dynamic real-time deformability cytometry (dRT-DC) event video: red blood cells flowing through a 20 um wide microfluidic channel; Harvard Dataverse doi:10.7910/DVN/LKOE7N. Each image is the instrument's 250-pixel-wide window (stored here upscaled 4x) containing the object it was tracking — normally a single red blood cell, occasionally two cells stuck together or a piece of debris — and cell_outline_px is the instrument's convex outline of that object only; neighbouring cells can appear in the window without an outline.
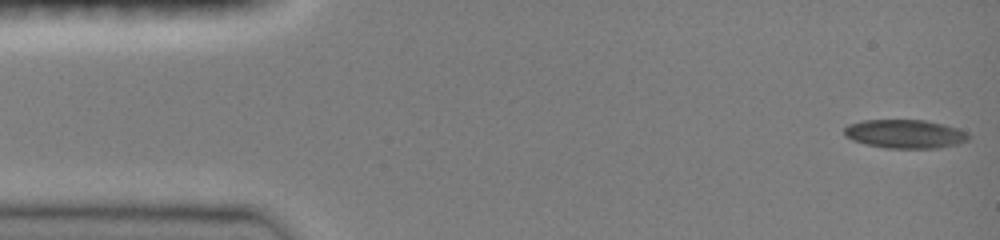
{"species": "common noctule bat (a hibernating species)", "species_latin": "Nyctalus noctula", "temperature_condition": "room temperature", "stored_images_in_passage": 47, "camera_frame_rate_fps": 3000, "um_per_image_px": 0.085, "animal": {"sex": "female", "body_mass_g": 19.0, "forearm_length_mm": 51.5}, "frame": {"image": 1, "passage_image": 1, "time_ms": 0.0, "image_size_px": [1000, 240], "cell_outline_px": [[972, 136], [968, 140], [956, 144], [936, 148], [884, 148], [864, 144], [852, 140], [844, 136], [844, 128], [848, 124], [860, 120], [924, 120], [944, 124], [968, 132]], "centroid_in_image_um": [76.9, 11.38], "position_along_channel_um": 8.1, "area_um2": 20.98}}
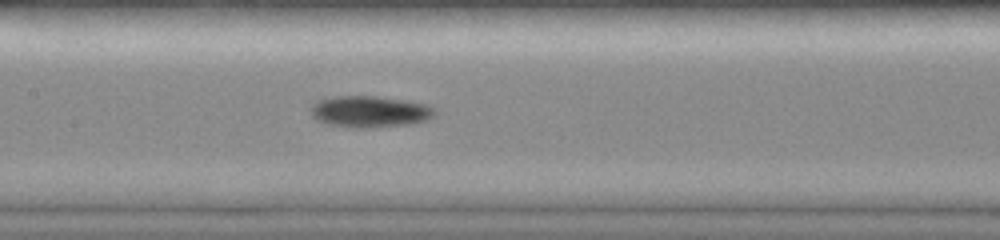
{"frame": {"image": 2, "passage_image": 22, "time_ms": 7.0, "image_size_px": [1000, 240], "cell_outline_px": [[436, 112], [428, 120], [412, 124], [364, 128], [352, 128], [328, 124], [316, 120], [312, 116], [312, 104], [316, 100], [336, 96], [376, 96], [404, 100], [428, 104], [436, 108]], "centroid_in_image_um": [31.45, 9.49], "position_along_channel_um": 176.0, "area_um2": 22.95}}
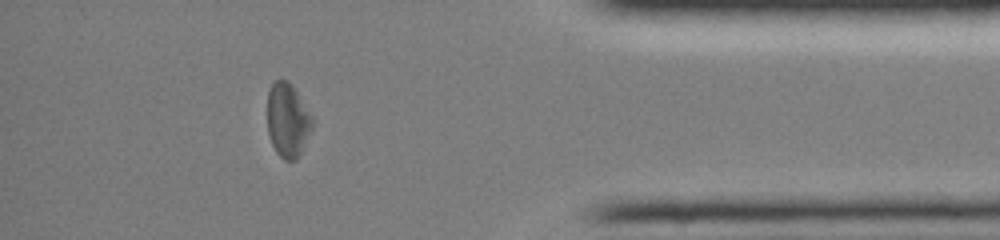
{"frame": {"image": 3, "passage_image": 41, "time_ms": 13.333, "image_size_px": [1000, 240], "cell_outline_px": [[312, 128], [296, 160], [284, 160], [276, 152], [272, 144], [268, 132], [268, 92], [272, 84], [276, 80], [288, 80], [292, 84], [312, 116]], "centroid_in_image_um": [24.44, 10.2], "position_along_channel_um": 410.8, "area_um2": 19.13}, "authors_computed_cell_mechanics": {"area_um2": 20.6346, "velocity_mm_per_s": 4.058, "shape_relaxation_time_tau1_ms": 4.0575, "shape_relaxation_time_tau2_ms": null, "deformation_change_tau1": 0.1305, "deformation_change_tau2": null}}